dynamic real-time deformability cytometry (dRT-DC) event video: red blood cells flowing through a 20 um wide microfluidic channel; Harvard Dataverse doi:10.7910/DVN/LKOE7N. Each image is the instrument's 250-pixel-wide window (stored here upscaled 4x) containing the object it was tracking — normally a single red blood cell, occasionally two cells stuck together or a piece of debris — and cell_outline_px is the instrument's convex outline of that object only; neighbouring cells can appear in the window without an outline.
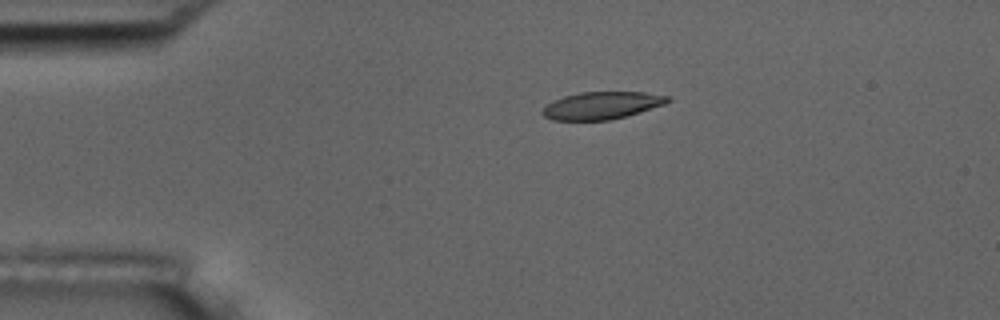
{"species": "common noctule bat (a hibernating species)", "species_latin": "Nyctalus noctula", "temperature_condition": "room temperature", "stored_images_in_passage": 5, "camera_frame_rate_fps": 3000, "um_per_image_px": 0.085, "animal": {"sex": "male", "body_mass_g": 17.5, "forearm_length_mm": 52.3}, "frame": {"image": 1, "passage_image": 3, "time_ms": 3.0, "image_size_px": [1000, 320], "cell_outline_px": [[672, 100], [664, 104], [640, 112], [608, 120], [552, 120], [544, 116], [540, 112], [552, 100], [564, 96], [580, 92], [644, 92], [668, 96]], "centroid_in_image_um": [51.13, 8.96], "position_along_channel_um": 33.9, "area_um2": 19.88}}
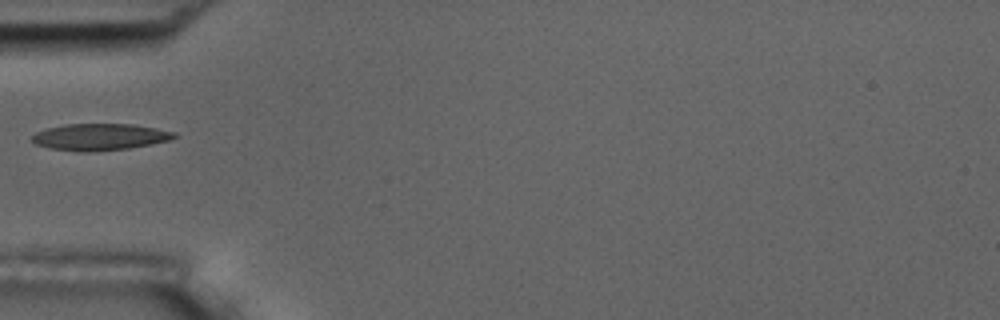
{"frame": {"image": 2, "passage_image": 5, "time_ms": 5.333, "image_size_px": [1000, 320], "cell_outline_px": [[180, 136], [168, 140], [128, 148], [84, 152], [80, 152], [48, 148], [36, 144], [32, 140], [32, 136], [36, 132], [44, 128], [64, 124], [132, 124], [156, 128], [176, 132]], "centroid_in_image_um": [8.45, 11.63], "position_along_channel_um": 76.5, "area_um2": 22.08}}